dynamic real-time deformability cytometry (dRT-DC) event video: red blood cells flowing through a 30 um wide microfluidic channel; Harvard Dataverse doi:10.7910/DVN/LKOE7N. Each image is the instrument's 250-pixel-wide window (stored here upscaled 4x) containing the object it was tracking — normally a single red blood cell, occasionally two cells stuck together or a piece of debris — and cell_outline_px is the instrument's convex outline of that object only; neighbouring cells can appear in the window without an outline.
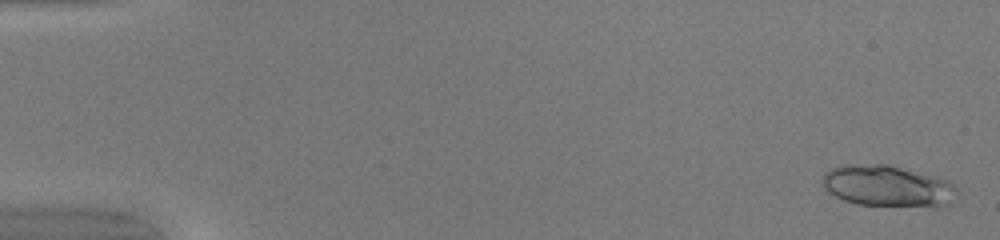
{"species": "common noctule bat (a hibernating species)", "species_latin": "Nyctalus noctula", "temperature_condition": "warm", "stored_images_in_passage": 50, "segment_of_instrument_passage": [1, 2], "camera_frame_rate_fps": 3000, "um_per_image_px": 0.085, "animal": {"sex": "female", "body_mass_g": 20.0, "forearm_length_mm": 54.0}, "frame": {"image": 1, "passage_image": 2, "time_ms": 0.333, "image_size_px": [1000, 240], "cell_outline_px": [[956, 192], [948, 204], [936, 208], [856, 204], [844, 200], [828, 192], [820, 184], [824, 172], [832, 168], [844, 164], [888, 164], [936, 176], [948, 180], [956, 188]], "centroid_in_image_um": [75.42, 15.82], "position_along_channel_um": 9.6, "area_um2": 32.89}}
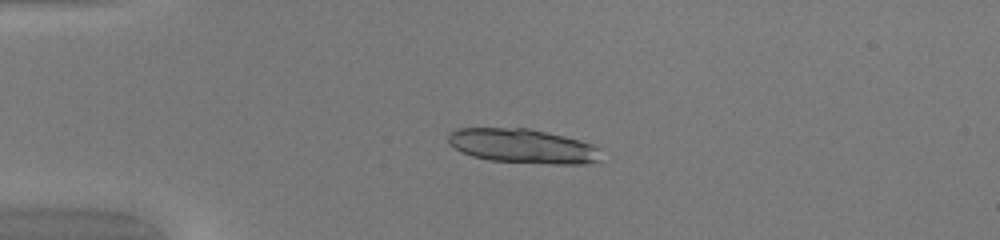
{"frame": {"image": 2, "passage_image": 13, "time_ms": 4.0, "image_size_px": [1000, 240], "cell_outline_px": [[600, 160], [584, 164], [552, 164], [488, 160], [472, 156], [460, 152], [448, 140], [448, 132], [456, 128], [528, 128], [564, 136], [580, 140], [592, 144], [600, 148]], "centroid_in_image_um": [44.43, 12.41], "position_along_channel_um": 40.6, "area_um2": 30.69}}